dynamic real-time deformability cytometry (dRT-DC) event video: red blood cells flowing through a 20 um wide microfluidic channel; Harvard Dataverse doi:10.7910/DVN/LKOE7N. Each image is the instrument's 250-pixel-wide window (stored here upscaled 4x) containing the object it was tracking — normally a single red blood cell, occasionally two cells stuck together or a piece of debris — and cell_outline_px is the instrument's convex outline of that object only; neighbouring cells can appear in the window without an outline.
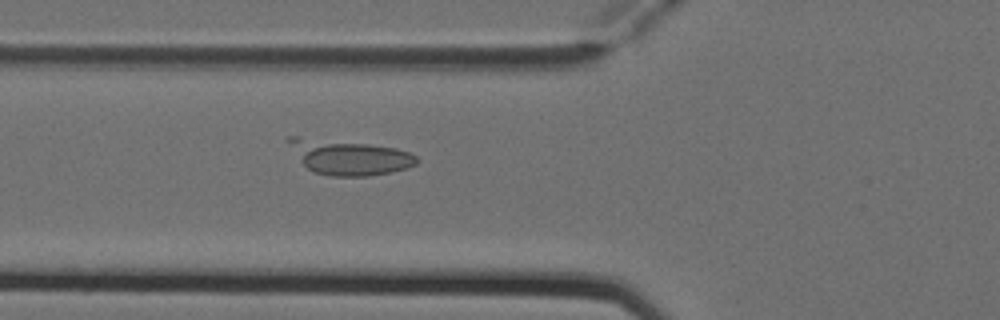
{"species": "Egyptian fruit bat (a non-hibernating species)", "species_latin": "Rousettus aegyptiacus", "temperature_condition": "cold", "stored_images_in_passage": 2, "camera_frame_rate_fps": 3000, "um_per_image_px": 0.085, "animal": {"sex": "female"}, "frame": {"image": 1, "passage_image": 2, "time_ms": 0.333, "image_size_px": [1000, 320], "cell_outline_px": [[420, 160], [416, 164], [408, 168], [392, 172], [368, 176], [332, 176], [316, 172], [308, 168], [304, 164], [284, 140], [288, 136], [296, 136], [368, 144], [396, 148], [408, 152], [416, 156]], "centroid_in_image_um": [29.68, 13.36], "position_along_channel_um": 96.1, "area_um2": 25.89}}